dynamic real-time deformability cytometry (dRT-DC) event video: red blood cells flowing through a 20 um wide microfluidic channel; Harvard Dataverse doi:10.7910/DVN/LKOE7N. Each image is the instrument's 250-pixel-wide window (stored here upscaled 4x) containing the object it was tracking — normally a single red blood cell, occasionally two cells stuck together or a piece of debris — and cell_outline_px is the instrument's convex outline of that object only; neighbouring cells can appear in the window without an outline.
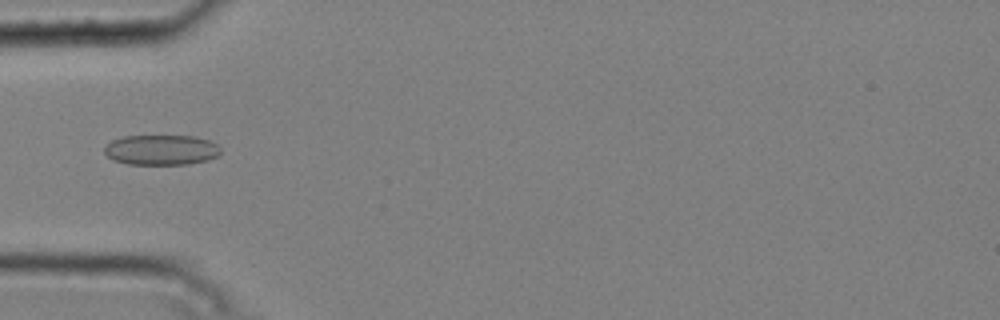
{"species": "common noctule bat (a hibernating species)", "species_latin": "Nyctalus noctula", "temperature_condition": "cold", "stored_images_in_passage": 4, "camera_frame_rate_fps": 3000, "um_per_image_px": 0.085, "animal": {"sex": "male", "body_mass_g": 20.4}, "frame": {"image": 1, "passage_image": 4, "time_ms": 1.0, "image_size_px": [1000, 320], "cell_outline_px": [[220, 152], [216, 156], [208, 160], [188, 164], [128, 164], [112, 160], [104, 152], [104, 148], [112, 140], [124, 136], [192, 136], [208, 140], [216, 144], [220, 148]], "centroid_in_image_um": [13.69, 12.74], "position_along_channel_um": 71.3, "area_um2": 20.35}}